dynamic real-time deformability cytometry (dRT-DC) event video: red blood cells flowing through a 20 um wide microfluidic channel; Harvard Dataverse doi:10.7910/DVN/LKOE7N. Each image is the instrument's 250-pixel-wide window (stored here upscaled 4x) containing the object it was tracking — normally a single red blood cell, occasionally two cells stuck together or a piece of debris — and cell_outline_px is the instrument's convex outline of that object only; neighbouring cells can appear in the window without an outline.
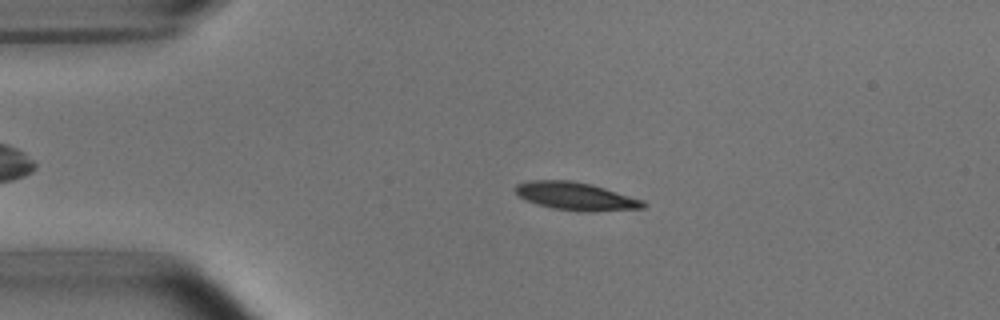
{"species": "common noctule bat (a hibernating species)", "species_latin": "Nyctalus noctula", "temperature_condition": "room temperature", "stored_images_in_passage": 51, "camera_frame_rate_fps": 3000, "um_per_image_px": 0.085, "animal": {"sex": "male", "body_mass_g": 15.6}, "frame": {"image": 1, "passage_image": 10, "time_ms": 3.0, "image_size_px": [1000, 320], "cell_outline_px": [[648, 204], [644, 208], [588, 212], [580, 212], [552, 208], [536, 204], [520, 196], [512, 188], [516, 184], [528, 180], [572, 180], [592, 184], [644, 200]], "centroid_in_image_um": [48.95, 16.68], "position_along_channel_um": 36.0, "area_um2": 21.04}}
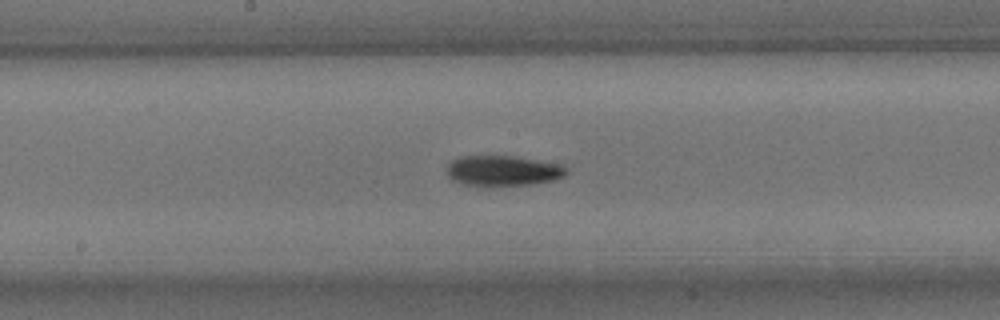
{"frame": {"image": 2, "passage_image": 26, "time_ms": 8.333, "image_size_px": [1000, 320], "cell_outline_px": [[568, 172], [564, 176], [552, 180], [532, 184], [484, 188], [464, 184], [452, 180], [444, 172], [448, 164], [452, 160], [460, 156], [512, 156], [556, 164], [568, 168]], "centroid_in_image_um": [42.65, 14.55], "position_along_channel_um": 205.5, "area_um2": 21.56}}
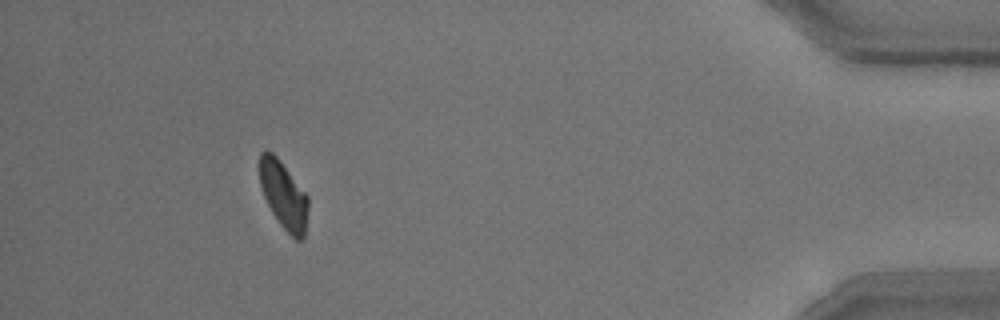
{"frame": {"image": 3, "passage_image": 47, "time_ms": 15.333, "image_size_px": [1000, 320], "cell_outline_px": [[308, 208], [304, 236], [300, 240], [296, 240], [280, 224], [272, 212], [264, 196], [260, 184], [260, 152], [272, 152], [280, 160], [308, 196]], "centroid_in_image_um": [24.11, 16.59], "position_along_channel_um": 411.1, "area_um2": 18.73}, "authors_computed_cell_mechanics": {"area_um2": 20.3456, "velocity_mm_per_s": 3.7909, "shape_relaxation_time_tau1_ms": 2.8826, "shape_relaxation_time_tau2_ms": 9.9402, "deformation_change_tau1": 0.1192, "deformation_change_tau2": 0.1428}}